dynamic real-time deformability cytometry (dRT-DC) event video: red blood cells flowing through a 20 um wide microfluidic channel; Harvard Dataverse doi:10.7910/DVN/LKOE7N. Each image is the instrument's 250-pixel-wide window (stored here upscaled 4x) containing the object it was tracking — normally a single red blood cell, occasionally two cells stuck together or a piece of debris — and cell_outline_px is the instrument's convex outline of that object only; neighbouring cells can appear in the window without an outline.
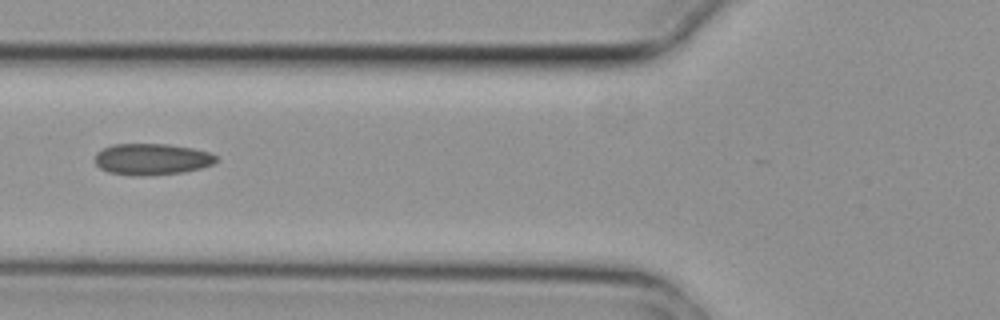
{"species": "common noctule bat (a hibernating species)", "species_latin": "Nyctalus noctula", "temperature_condition": "cold", "stored_images_in_passage": 3, "camera_frame_rate_fps": 3000, "um_per_image_px": 0.085, "animal": {"sex": "female", "body_mass_g": 29.2, "forearm_length_mm": 56.3}, "frame": {"image": 1, "passage_image": 3, "time_ms": 0.667, "image_size_px": [1000, 320], "cell_outline_px": [[216, 160], [212, 164], [200, 168], [180, 172], [136, 176], [132, 176], [108, 172], [100, 168], [96, 164], [96, 152], [112, 144], [168, 144], [192, 148], [208, 152], [216, 156]], "centroid_in_image_um": [12.86, 13.52], "position_along_channel_um": 112.9, "area_um2": 21.91}}